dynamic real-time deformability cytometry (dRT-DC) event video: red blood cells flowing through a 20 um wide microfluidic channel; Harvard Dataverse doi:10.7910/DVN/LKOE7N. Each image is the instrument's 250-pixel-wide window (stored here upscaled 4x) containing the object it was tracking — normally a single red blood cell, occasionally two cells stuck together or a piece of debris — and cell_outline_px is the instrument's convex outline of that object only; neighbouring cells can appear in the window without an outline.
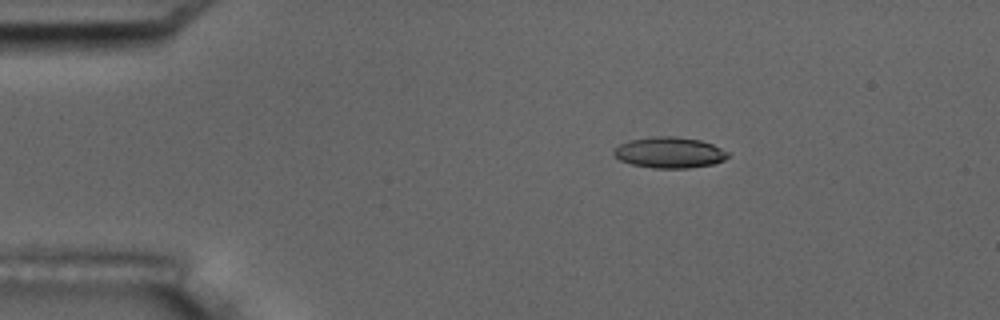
{"species": "common noctule bat (a hibernating species)", "species_latin": "Nyctalus noctula", "temperature_condition": "room temperature", "stored_images_in_passage": 2, "camera_frame_rate_fps": 3000, "um_per_image_px": 0.085, "animal": {"sex": "male", "body_mass_g": 17.5, "forearm_length_mm": 52.3}, "frame": {"image": 1, "passage_image": 1, "time_ms": 0.0, "image_size_px": [1000, 320], "cell_outline_px": [[728, 156], [724, 160], [712, 164], [688, 168], [652, 168], [632, 164], [620, 160], [612, 152], [620, 144], [632, 140], [652, 136], [676, 136], [700, 140], [712, 144], [728, 152]], "centroid_in_image_um": [56.91, 12.96], "position_along_channel_um": 28.1, "area_um2": 20.4}}